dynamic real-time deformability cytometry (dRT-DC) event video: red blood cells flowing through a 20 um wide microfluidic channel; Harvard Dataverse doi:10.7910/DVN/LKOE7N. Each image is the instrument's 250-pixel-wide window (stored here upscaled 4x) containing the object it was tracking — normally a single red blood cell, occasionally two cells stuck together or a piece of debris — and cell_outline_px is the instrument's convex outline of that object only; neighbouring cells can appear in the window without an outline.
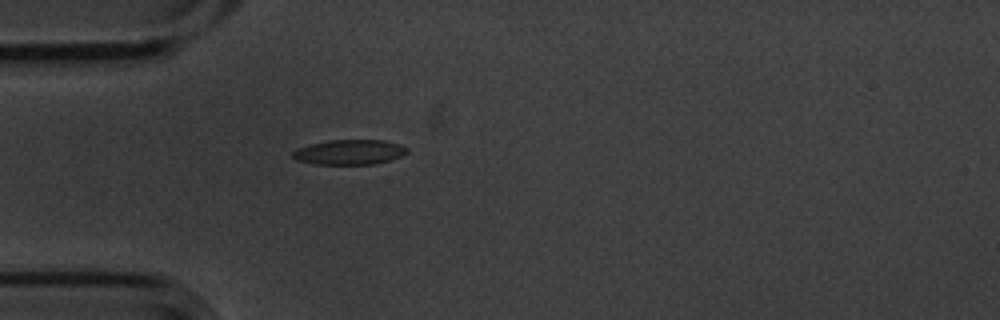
{"species": "common noctule bat (a hibernating species)", "species_latin": "Nyctalus noctula", "temperature_condition": "cold", "stored_images_in_passage": 4, "camera_frame_rate_fps": 3000, "um_per_image_px": 0.085, "animal": {"sex": "male", "body_mass_g": 20.1, "forearm_length_mm": 53.5}, "frame": {"image": 1, "passage_image": 4, "time_ms": 1.0, "image_size_px": [1000, 320], "cell_outline_px": [[408, 152], [400, 156], [388, 160], [372, 164], [312, 164], [296, 160], [292, 156], [292, 152], [296, 148], [328, 140], [384, 140], [400, 144], [408, 148]], "centroid_in_image_um": [29.68, 12.93], "position_along_channel_um": 55.3, "area_um2": 16.59}}